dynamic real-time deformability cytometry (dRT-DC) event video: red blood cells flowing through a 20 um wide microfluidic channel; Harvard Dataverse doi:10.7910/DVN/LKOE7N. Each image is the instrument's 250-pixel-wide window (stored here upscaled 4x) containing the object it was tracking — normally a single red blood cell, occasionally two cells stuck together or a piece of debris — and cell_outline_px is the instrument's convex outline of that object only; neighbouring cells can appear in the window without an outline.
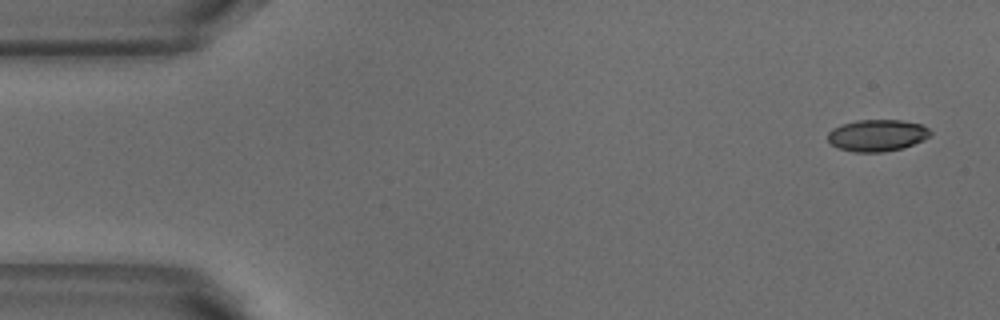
{"species": "common noctule bat (a hibernating species)", "species_latin": "Nyctalus noctula", "temperature_condition": "warm", "stored_images_in_passage": 6, "camera_frame_rate_fps": 3000, "um_per_image_px": 0.085, "animal": {"sex": "male", "body_mass_g": 18.8}, "frame": {"image": 1, "passage_image": 1, "time_ms": 0.0, "image_size_px": [1000, 320], "cell_outline_px": [[932, 136], [924, 140], [904, 148], [884, 152], [856, 152], [840, 148], [832, 144], [828, 140], [828, 132], [832, 128], [856, 120], [900, 120], [920, 124], [928, 128], [932, 132]], "centroid_in_image_um": [74.6, 11.51], "position_along_channel_um": 10.4, "area_um2": 19.02}}
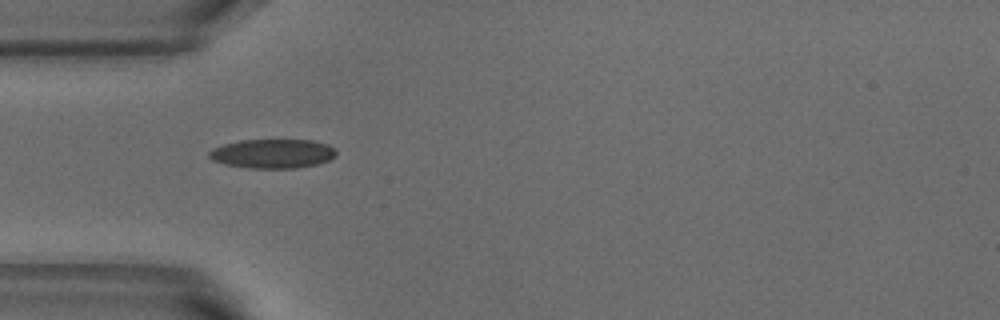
{"frame": {"image": 2, "passage_image": 4, "time_ms": 1.0, "image_size_px": [1000, 320], "cell_outline_px": [[336, 156], [328, 160], [316, 164], [296, 168], [248, 168], [224, 164], [212, 160], [208, 156], [208, 152], [212, 148], [224, 144], [240, 140], [312, 140], [328, 144], [336, 148]], "centroid_in_image_um": [23.17, 13.05], "position_along_channel_um": 61.8, "area_um2": 21.73}}